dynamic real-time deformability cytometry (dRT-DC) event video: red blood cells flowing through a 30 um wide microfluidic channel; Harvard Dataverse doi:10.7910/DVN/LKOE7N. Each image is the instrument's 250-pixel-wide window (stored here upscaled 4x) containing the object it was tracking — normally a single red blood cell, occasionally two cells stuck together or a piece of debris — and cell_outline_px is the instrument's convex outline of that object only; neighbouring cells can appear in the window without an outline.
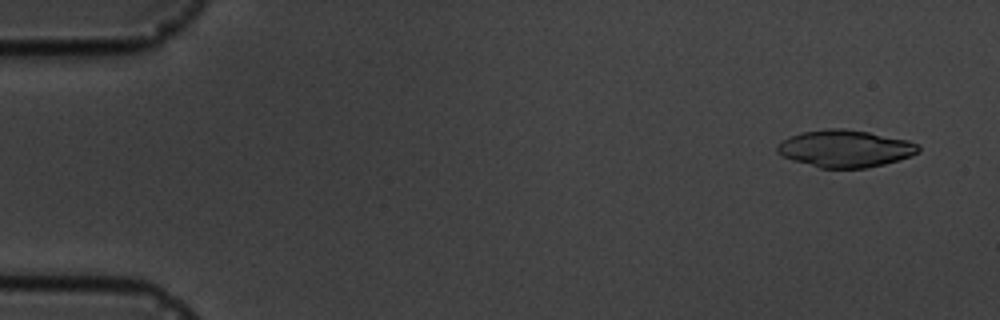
{"species": "common noctule bat (a hibernating species)", "species_latin": "Nyctalus noctula", "temperature_condition": "cold", "stored_images_in_passage": 4, "camera_frame_rate_fps": 3000, "um_per_image_px": 0.085, "animal": {"sex": "male", "body_mass_g": 19.5, "forearm_length_mm": 54.6}, "frame": {"image": 1, "passage_image": 1, "time_ms": 0.0, "image_size_px": [1000, 320], "cell_outline_px": [[920, 152], [912, 156], [884, 164], [864, 168], [820, 168], [792, 160], [776, 152], [776, 148], [784, 140], [800, 132], [824, 128], [844, 128], [868, 132], [908, 140], [920, 144]], "centroid_in_image_um": [71.87, 12.62], "position_along_channel_um": 13.1, "area_um2": 30.63}}